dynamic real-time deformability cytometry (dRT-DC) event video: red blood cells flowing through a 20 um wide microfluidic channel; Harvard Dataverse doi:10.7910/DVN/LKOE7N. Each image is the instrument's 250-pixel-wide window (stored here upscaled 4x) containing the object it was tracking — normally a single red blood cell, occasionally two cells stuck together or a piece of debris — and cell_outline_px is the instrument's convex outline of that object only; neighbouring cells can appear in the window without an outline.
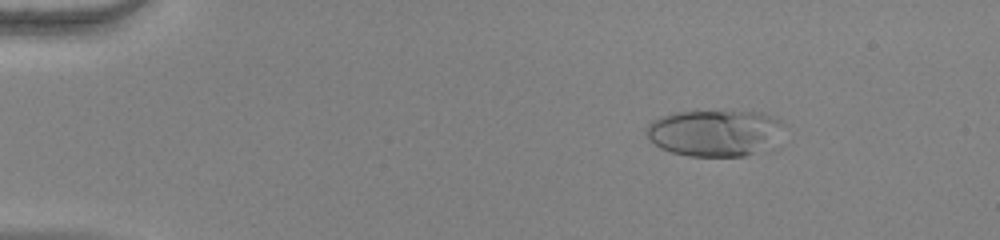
{"species": "human", "species_latin": "Homo sapiens", "temperature_condition": "warm", "stored_images_in_passage": 54, "camera_frame_rate_fps": 3000, "um_per_image_px": 0.085, "donor": {"sex": "female"}, "frame": {"image": 1, "passage_image": 9, "time_ms": 2.667, "image_size_px": [1000, 240], "cell_outline_px": [[784, 124], [776, 148], [744, 156], [688, 156], [672, 152], [660, 148], [644, 132], [648, 124], [652, 120], [672, 112], [764, 112], [776, 116]], "centroid_in_image_um": [60.84, 11.31], "position_along_channel_um": 24.2, "area_um2": 37.86}}
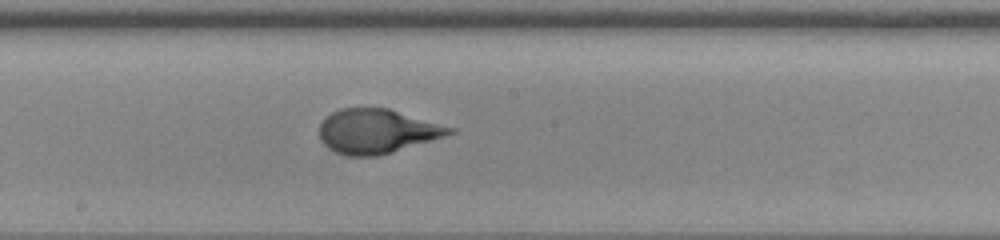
{"frame": {"image": 2, "passage_image": 31, "time_ms": 10.0, "image_size_px": [1000, 240], "cell_outline_px": [[456, 132], [444, 136], [392, 152], [376, 156], [348, 156], [336, 152], [328, 148], [320, 140], [320, 124], [332, 112], [340, 108], [388, 108], [456, 128]], "centroid_in_image_um": [32.04, 11.15], "position_along_channel_um": 216.2, "area_um2": 33.41}}
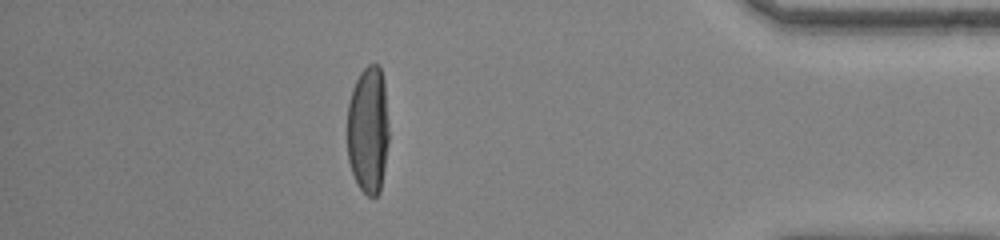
{"frame": {"image": 3, "passage_image": 48, "time_ms": 15.667, "image_size_px": [1000, 240], "cell_outline_px": [[388, 140], [384, 168], [380, 192], [376, 196], [368, 196], [356, 184], [348, 160], [348, 104], [352, 88], [360, 72], [368, 64], [376, 64], [380, 68], [384, 80], [388, 120]], "centroid_in_image_um": [31.29, 11.03], "position_along_channel_um": 403.9, "area_um2": 31.04}, "authors_computed_cell_mechanics": {"area_um2": 33.8419, "velocity_mm_per_s": 3.9286, "shape_relaxation_time_tau1_ms": 5.6647, "shape_relaxation_time_tau2_ms": null, "deformation_change_tau1": 0.2709, "deformation_change_tau2": null}}